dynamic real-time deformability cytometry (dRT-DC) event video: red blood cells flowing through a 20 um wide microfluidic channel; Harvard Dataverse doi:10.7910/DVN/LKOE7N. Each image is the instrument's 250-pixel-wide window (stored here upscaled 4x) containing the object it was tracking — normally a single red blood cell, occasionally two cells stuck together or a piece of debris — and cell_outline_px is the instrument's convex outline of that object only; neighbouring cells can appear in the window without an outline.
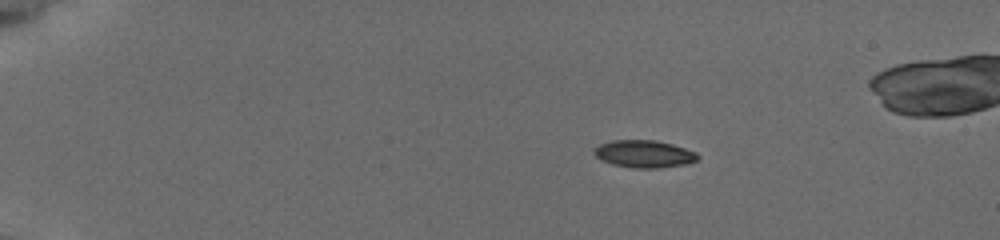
{"species": "common noctule bat (a hibernating species)", "species_latin": "Nyctalus noctula", "temperature_condition": "cold", "stored_images_in_passage": 13, "camera_frame_rate_fps": 3000, "um_per_image_px": 0.085, "animal": {"sex": "female", "body_mass_g": 19.5, "forearm_length_mm": 54.1}, "frame": {"image": 1, "passage_image": 1, "time_ms": 0.0, "image_size_px": [1000, 240], "cell_outline_px": [[700, 156], [696, 160], [684, 164], [656, 168], [632, 168], [612, 164], [596, 156], [596, 148], [600, 144], [612, 140], [656, 140], [672, 144], [696, 152]], "centroid_in_image_um": [54.78, 13.08], "position_along_channel_um": 30.2, "area_um2": 16.24}}
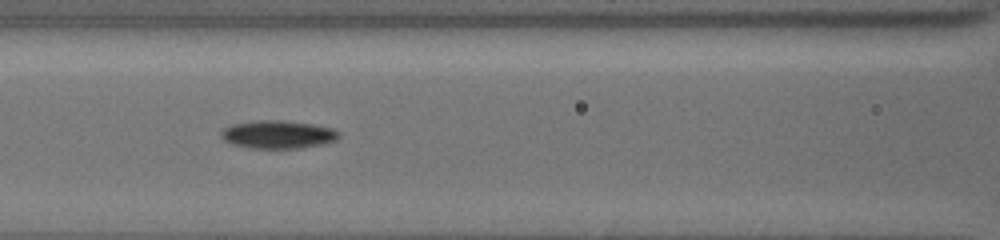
{"frame": {"image": 2, "passage_image": 8, "time_ms": 5.333, "image_size_px": [1000, 240], "cell_outline_px": [[340, 136], [336, 140], [320, 144], [300, 148], [248, 148], [232, 144], [224, 140], [220, 136], [220, 132], [224, 128], [232, 124], [260, 120], [276, 120], [312, 124], [332, 128], [340, 132]], "centroid_in_image_um": [23.6, 11.43], "position_along_channel_um": 143.0, "area_um2": 19.13}}
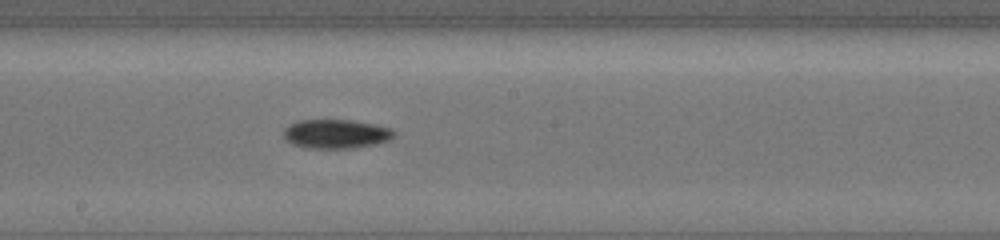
{"frame": {"image": 3, "passage_image": 13, "time_ms": 7.333, "image_size_px": [1000, 240], "cell_outline_px": [[392, 136], [388, 140], [372, 144], [352, 148], [304, 148], [292, 144], [284, 136], [284, 128], [300, 120], [352, 120], [372, 124], [388, 128], [392, 132]], "centroid_in_image_um": [28.49, 11.38], "position_along_channel_um": 219.7, "area_um2": 18.21}}